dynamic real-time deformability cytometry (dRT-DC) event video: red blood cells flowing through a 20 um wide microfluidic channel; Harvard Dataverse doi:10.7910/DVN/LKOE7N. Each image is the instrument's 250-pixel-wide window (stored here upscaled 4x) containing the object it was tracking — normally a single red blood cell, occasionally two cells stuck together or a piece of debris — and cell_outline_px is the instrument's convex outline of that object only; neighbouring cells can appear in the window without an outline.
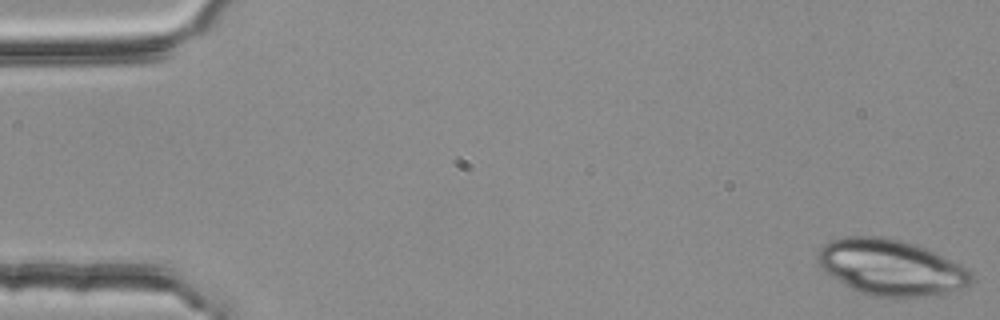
{"species": "common noctule bat (a hibernating species)", "species_latin": "Nyctalus noctula", "temperature_condition": "room temperature", "stored_images_in_passage": 4, "camera_frame_rate_fps": 3000, "um_per_image_px": 0.085, "animal": {"sex": "female", "body_mass_g": 25.1}, "frame": {"image": 1, "passage_image": 1, "time_ms": 0.0, "image_size_px": [1000, 320], "cell_outline_px": [[972, 284], [936, 296], [900, 300], [868, 296], [852, 288], [832, 276], [820, 264], [816, 256], [820, 248], [828, 240], [848, 236], [880, 236], [900, 240], [916, 244], [928, 248], [968, 268], [972, 272]], "centroid_in_image_um": [75.78, 22.76], "position_along_channel_um": 9.2, "area_um2": 50.86}}